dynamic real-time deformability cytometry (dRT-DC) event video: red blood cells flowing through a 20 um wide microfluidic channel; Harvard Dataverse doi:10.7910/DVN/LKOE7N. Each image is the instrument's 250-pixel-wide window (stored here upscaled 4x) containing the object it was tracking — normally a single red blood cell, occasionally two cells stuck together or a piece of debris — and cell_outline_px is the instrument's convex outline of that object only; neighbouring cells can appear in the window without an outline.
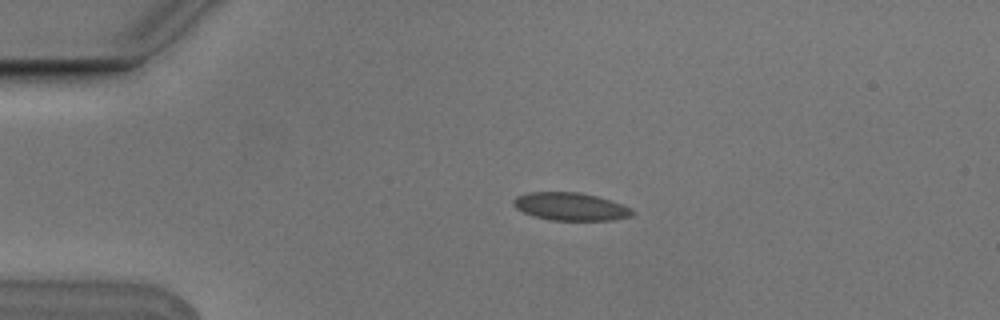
{"species": "Egyptian fruit bat (a non-hibernating species)", "species_latin": "Rousettus aegyptiacus", "temperature_condition": "cold", "stored_images_in_passage": 3, "camera_frame_rate_fps": 3000, "um_per_image_px": 0.085, "animal": {"sex": "male"}, "frame": {"image": 1, "passage_image": 2, "time_ms": 0.333, "image_size_px": [1000, 320], "cell_outline_px": [[636, 212], [632, 216], [612, 220], [552, 220], [536, 216], [524, 212], [516, 208], [512, 204], [512, 200], [516, 196], [524, 192], [580, 192], [596, 196], [632, 208]], "centroid_in_image_um": [48.48, 17.55], "position_along_channel_um": 36.5, "area_um2": 19.25}}